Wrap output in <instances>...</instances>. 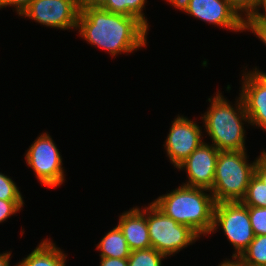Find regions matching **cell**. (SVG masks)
Instances as JSON below:
<instances>
[{
  "label": "cell",
  "mask_w": 266,
  "mask_h": 266,
  "mask_svg": "<svg viewBox=\"0 0 266 266\" xmlns=\"http://www.w3.org/2000/svg\"><path fill=\"white\" fill-rule=\"evenodd\" d=\"M148 29L138 18L111 13L98 5L80 6L77 29L91 46L112 57L146 47Z\"/></svg>",
  "instance_id": "6da1fadb"
},
{
  "label": "cell",
  "mask_w": 266,
  "mask_h": 266,
  "mask_svg": "<svg viewBox=\"0 0 266 266\" xmlns=\"http://www.w3.org/2000/svg\"><path fill=\"white\" fill-rule=\"evenodd\" d=\"M152 203L178 224L191 228L199 237L211 234L216 202L210 190L182 183Z\"/></svg>",
  "instance_id": "7a4b0ae2"
},
{
  "label": "cell",
  "mask_w": 266,
  "mask_h": 266,
  "mask_svg": "<svg viewBox=\"0 0 266 266\" xmlns=\"http://www.w3.org/2000/svg\"><path fill=\"white\" fill-rule=\"evenodd\" d=\"M216 93L213 98H208L211 104L201 116L204 130L210 136L212 145L219 151L246 150L244 124H249V117L242 98L239 95L233 107L219 90Z\"/></svg>",
  "instance_id": "3957f363"
},
{
  "label": "cell",
  "mask_w": 266,
  "mask_h": 266,
  "mask_svg": "<svg viewBox=\"0 0 266 266\" xmlns=\"http://www.w3.org/2000/svg\"><path fill=\"white\" fill-rule=\"evenodd\" d=\"M247 150L219 151L213 187L210 190L216 203L241 201L254 175L257 158L249 163Z\"/></svg>",
  "instance_id": "277c9868"
},
{
  "label": "cell",
  "mask_w": 266,
  "mask_h": 266,
  "mask_svg": "<svg viewBox=\"0 0 266 266\" xmlns=\"http://www.w3.org/2000/svg\"><path fill=\"white\" fill-rule=\"evenodd\" d=\"M146 220L152 248L166 257L175 255L200 238L191 228L178 224L152 202L146 206Z\"/></svg>",
  "instance_id": "5b68a950"
},
{
  "label": "cell",
  "mask_w": 266,
  "mask_h": 266,
  "mask_svg": "<svg viewBox=\"0 0 266 266\" xmlns=\"http://www.w3.org/2000/svg\"><path fill=\"white\" fill-rule=\"evenodd\" d=\"M219 227L235 249L231 257H239L255 237L248 207L241 201L216 203L211 233Z\"/></svg>",
  "instance_id": "8992f818"
},
{
  "label": "cell",
  "mask_w": 266,
  "mask_h": 266,
  "mask_svg": "<svg viewBox=\"0 0 266 266\" xmlns=\"http://www.w3.org/2000/svg\"><path fill=\"white\" fill-rule=\"evenodd\" d=\"M25 160L42 185L56 188L65 182L62 156L48 132H42L29 146Z\"/></svg>",
  "instance_id": "52a82bcc"
},
{
  "label": "cell",
  "mask_w": 266,
  "mask_h": 266,
  "mask_svg": "<svg viewBox=\"0 0 266 266\" xmlns=\"http://www.w3.org/2000/svg\"><path fill=\"white\" fill-rule=\"evenodd\" d=\"M176 9L208 24L235 32H243L245 20L226 0H166Z\"/></svg>",
  "instance_id": "ba28073f"
},
{
  "label": "cell",
  "mask_w": 266,
  "mask_h": 266,
  "mask_svg": "<svg viewBox=\"0 0 266 266\" xmlns=\"http://www.w3.org/2000/svg\"><path fill=\"white\" fill-rule=\"evenodd\" d=\"M79 12L77 0H33L20 16L43 26L69 30L77 29Z\"/></svg>",
  "instance_id": "9c48e42d"
},
{
  "label": "cell",
  "mask_w": 266,
  "mask_h": 266,
  "mask_svg": "<svg viewBox=\"0 0 266 266\" xmlns=\"http://www.w3.org/2000/svg\"><path fill=\"white\" fill-rule=\"evenodd\" d=\"M202 133L201 126L183 115H178L172 121L163 146L170 163L175 168L204 142Z\"/></svg>",
  "instance_id": "30bf717a"
},
{
  "label": "cell",
  "mask_w": 266,
  "mask_h": 266,
  "mask_svg": "<svg viewBox=\"0 0 266 266\" xmlns=\"http://www.w3.org/2000/svg\"><path fill=\"white\" fill-rule=\"evenodd\" d=\"M242 87L239 93L249 124L266 131V73L257 67L242 73Z\"/></svg>",
  "instance_id": "8fae6325"
},
{
  "label": "cell",
  "mask_w": 266,
  "mask_h": 266,
  "mask_svg": "<svg viewBox=\"0 0 266 266\" xmlns=\"http://www.w3.org/2000/svg\"><path fill=\"white\" fill-rule=\"evenodd\" d=\"M219 150L205 141L176 168L185 170L188 181L186 186L211 190L214 183L216 161Z\"/></svg>",
  "instance_id": "7c38bea8"
},
{
  "label": "cell",
  "mask_w": 266,
  "mask_h": 266,
  "mask_svg": "<svg viewBox=\"0 0 266 266\" xmlns=\"http://www.w3.org/2000/svg\"><path fill=\"white\" fill-rule=\"evenodd\" d=\"M131 251L152 247L146 220V207L138 206L124 211L119 216L118 225Z\"/></svg>",
  "instance_id": "4fadbf2b"
},
{
  "label": "cell",
  "mask_w": 266,
  "mask_h": 266,
  "mask_svg": "<svg viewBox=\"0 0 266 266\" xmlns=\"http://www.w3.org/2000/svg\"><path fill=\"white\" fill-rule=\"evenodd\" d=\"M67 255L51 239H44L16 266H66Z\"/></svg>",
  "instance_id": "5bb4252c"
},
{
  "label": "cell",
  "mask_w": 266,
  "mask_h": 266,
  "mask_svg": "<svg viewBox=\"0 0 266 266\" xmlns=\"http://www.w3.org/2000/svg\"><path fill=\"white\" fill-rule=\"evenodd\" d=\"M100 257L128 258L131 250L119 227L116 225L101 239L96 246Z\"/></svg>",
  "instance_id": "9a60e30c"
},
{
  "label": "cell",
  "mask_w": 266,
  "mask_h": 266,
  "mask_svg": "<svg viewBox=\"0 0 266 266\" xmlns=\"http://www.w3.org/2000/svg\"><path fill=\"white\" fill-rule=\"evenodd\" d=\"M146 3L147 0H100L97 5L111 13L136 17L148 28L149 23L143 13Z\"/></svg>",
  "instance_id": "2e32d148"
},
{
  "label": "cell",
  "mask_w": 266,
  "mask_h": 266,
  "mask_svg": "<svg viewBox=\"0 0 266 266\" xmlns=\"http://www.w3.org/2000/svg\"><path fill=\"white\" fill-rule=\"evenodd\" d=\"M243 264L266 266V235H257L238 257Z\"/></svg>",
  "instance_id": "e0dca14e"
},
{
  "label": "cell",
  "mask_w": 266,
  "mask_h": 266,
  "mask_svg": "<svg viewBox=\"0 0 266 266\" xmlns=\"http://www.w3.org/2000/svg\"><path fill=\"white\" fill-rule=\"evenodd\" d=\"M247 207H266V185L254 174L241 200Z\"/></svg>",
  "instance_id": "ac0fdd59"
},
{
  "label": "cell",
  "mask_w": 266,
  "mask_h": 266,
  "mask_svg": "<svg viewBox=\"0 0 266 266\" xmlns=\"http://www.w3.org/2000/svg\"><path fill=\"white\" fill-rule=\"evenodd\" d=\"M164 254L150 247L147 249L131 251L128 259V266H162Z\"/></svg>",
  "instance_id": "d6986e66"
},
{
  "label": "cell",
  "mask_w": 266,
  "mask_h": 266,
  "mask_svg": "<svg viewBox=\"0 0 266 266\" xmlns=\"http://www.w3.org/2000/svg\"><path fill=\"white\" fill-rule=\"evenodd\" d=\"M0 199L1 200H23L16 183L7 175L0 172Z\"/></svg>",
  "instance_id": "ffe728a7"
},
{
  "label": "cell",
  "mask_w": 266,
  "mask_h": 266,
  "mask_svg": "<svg viewBox=\"0 0 266 266\" xmlns=\"http://www.w3.org/2000/svg\"><path fill=\"white\" fill-rule=\"evenodd\" d=\"M248 214L255 236L266 235V207H248Z\"/></svg>",
  "instance_id": "44dd1931"
},
{
  "label": "cell",
  "mask_w": 266,
  "mask_h": 266,
  "mask_svg": "<svg viewBox=\"0 0 266 266\" xmlns=\"http://www.w3.org/2000/svg\"><path fill=\"white\" fill-rule=\"evenodd\" d=\"M226 1L244 20L251 17L256 12L260 2V0H226Z\"/></svg>",
  "instance_id": "7402d4cb"
},
{
  "label": "cell",
  "mask_w": 266,
  "mask_h": 266,
  "mask_svg": "<svg viewBox=\"0 0 266 266\" xmlns=\"http://www.w3.org/2000/svg\"><path fill=\"white\" fill-rule=\"evenodd\" d=\"M24 200H1L0 199V223L6 221L11 215L23 209Z\"/></svg>",
  "instance_id": "603a6c76"
},
{
  "label": "cell",
  "mask_w": 266,
  "mask_h": 266,
  "mask_svg": "<svg viewBox=\"0 0 266 266\" xmlns=\"http://www.w3.org/2000/svg\"><path fill=\"white\" fill-rule=\"evenodd\" d=\"M254 174L266 185V151L260 152L254 167Z\"/></svg>",
  "instance_id": "cb8c5ba5"
},
{
  "label": "cell",
  "mask_w": 266,
  "mask_h": 266,
  "mask_svg": "<svg viewBox=\"0 0 266 266\" xmlns=\"http://www.w3.org/2000/svg\"><path fill=\"white\" fill-rule=\"evenodd\" d=\"M244 30H250V33H254L264 45H266V24L262 23H245Z\"/></svg>",
  "instance_id": "d4e9b609"
},
{
  "label": "cell",
  "mask_w": 266,
  "mask_h": 266,
  "mask_svg": "<svg viewBox=\"0 0 266 266\" xmlns=\"http://www.w3.org/2000/svg\"><path fill=\"white\" fill-rule=\"evenodd\" d=\"M32 1L33 0H0V9L7 6H14L17 14L20 16Z\"/></svg>",
  "instance_id": "484cf974"
},
{
  "label": "cell",
  "mask_w": 266,
  "mask_h": 266,
  "mask_svg": "<svg viewBox=\"0 0 266 266\" xmlns=\"http://www.w3.org/2000/svg\"><path fill=\"white\" fill-rule=\"evenodd\" d=\"M260 9H263V13H261ZM245 23L266 24V0H260L256 12L251 17L247 18Z\"/></svg>",
  "instance_id": "4316f807"
},
{
  "label": "cell",
  "mask_w": 266,
  "mask_h": 266,
  "mask_svg": "<svg viewBox=\"0 0 266 266\" xmlns=\"http://www.w3.org/2000/svg\"><path fill=\"white\" fill-rule=\"evenodd\" d=\"M100 266H128L127 258H111V257H100Z\"/></svg>",
  "instance_id": "83f0119b"
},
{
  "label": "cell",
  "mask_w": 266,
  "mask_h": 266,
  "mask_svg": "<svg viewBox=\"0 0 266 266\" xmlns=\"http://www.w3.org/2000/svg\"><path fill=\"white\" fill-rule=\"evenodd\" d=\"M218 266H243V262L238 257H232V260H223Z\"/></svg>",
  "instance_id": "f1b7e54d"
},
{
  "label": "cell",
  "mask_w": 266,
  "mask_h": 266,
  "mask_svg": "<svg viewBox=\"0 0 266 266\" xmlns=\"http://www.w3.org/2000/svg\"><path fill=\"white\" fill-rule=\"evenodd\" d=\"M11 252H5L0 254V266H10ZM16 266V265H14Z\"/></svg>",
  "instance_id": "f546056e"
},
{
  "label": "cell",
  "mask_w": 266,
  "mask_h": 266,
  "mask_svg": "<svg viewBox=\"0 0 266 266\" xmlns=\"http://www.w3.org/2000/svg\"><path fill=\"white\" fill-rule=\"evenodd\" d=\"M80 6L97 5L100 0H77Z\"/></svg>",
  "instance_id": "4dcf8cb0"
}]
</instances>
